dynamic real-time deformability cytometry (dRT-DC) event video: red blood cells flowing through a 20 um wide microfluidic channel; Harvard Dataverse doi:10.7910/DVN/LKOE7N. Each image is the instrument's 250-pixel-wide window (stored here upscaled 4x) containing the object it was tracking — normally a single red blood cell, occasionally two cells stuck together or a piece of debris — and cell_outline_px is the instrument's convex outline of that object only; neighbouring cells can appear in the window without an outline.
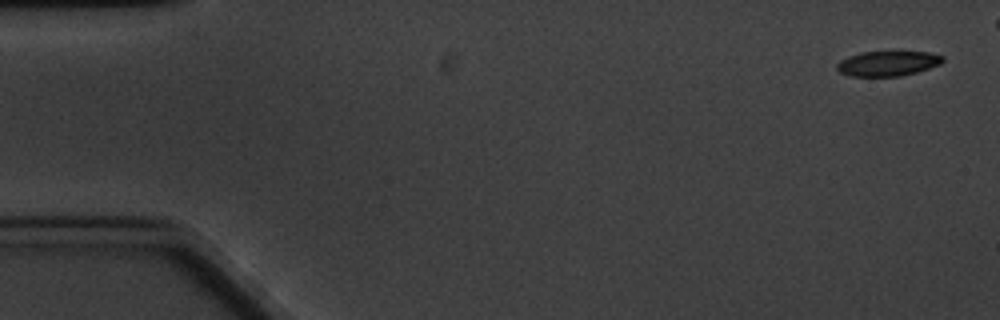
{"species": "common noctule bat (a hibernating species)", "species_latin": "Nyctalus noctula", "temperature_condition": "cold", "stored_images_in_passage": 8, "camera_frame_rate_fps": 3000, "um_per_image_px": 0.085, "animal": {"sex": "male", "body_mass_g": 20.1, "forearm_length_mm": 53.5}, "frame": {"image": 1, "passage_image": 1, "time_ms": 0.0, "image_size_px": [1000, 320], "cell_outline_px": [[944, 60], [940, 64], [916, 72], [900, 76], [852, 76], [840, 72], [836, 68], [836, 64], [840, 60], [848, 56], [860, 52], [928, 52], [944, 56]], "centroid_in_image_um": [75.44, 5.39], "position_along_channel_um": 9.6, "area_um2": 15.32}}